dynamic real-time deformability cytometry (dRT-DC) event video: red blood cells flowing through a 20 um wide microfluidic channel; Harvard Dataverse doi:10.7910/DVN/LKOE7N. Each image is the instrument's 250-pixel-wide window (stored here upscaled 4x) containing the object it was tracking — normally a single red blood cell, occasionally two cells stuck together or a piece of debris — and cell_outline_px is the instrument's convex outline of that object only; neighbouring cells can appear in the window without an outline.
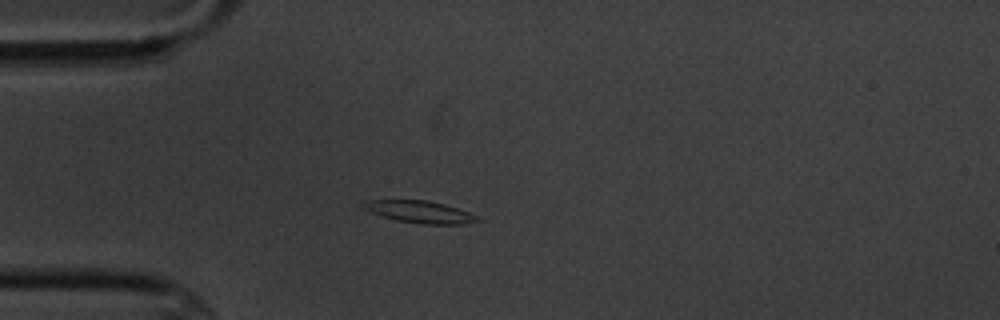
{"species": "common noctule bat (a hibernating species)", "species_latin": "Nyctalus noctula", "temperature_condition": "cold", "stored_images_in_passage": 4, "camera_frame_rate_fps": 3000, "um_per_image_px": 0.085, "animal": {"sex": "male", "body_mass_g": 20.1, "forearm_length_mm": 53.5}, "frame": {"image": 1, "passage_image": 4, "time_ms": 4.333, "image_size_px": [1000, 320], "cell_outline_px": [[484, 220], [464, 224], [420, 224], [396, 220], [372, 212], [364, 208], [364, 204], [368, 200], [428, 200], [444, 204], [468, 212]], "centroid_in_image_um": [35.75, 18.02], "position_along_channel_um": 49.3, "area_um2": 14.45}}